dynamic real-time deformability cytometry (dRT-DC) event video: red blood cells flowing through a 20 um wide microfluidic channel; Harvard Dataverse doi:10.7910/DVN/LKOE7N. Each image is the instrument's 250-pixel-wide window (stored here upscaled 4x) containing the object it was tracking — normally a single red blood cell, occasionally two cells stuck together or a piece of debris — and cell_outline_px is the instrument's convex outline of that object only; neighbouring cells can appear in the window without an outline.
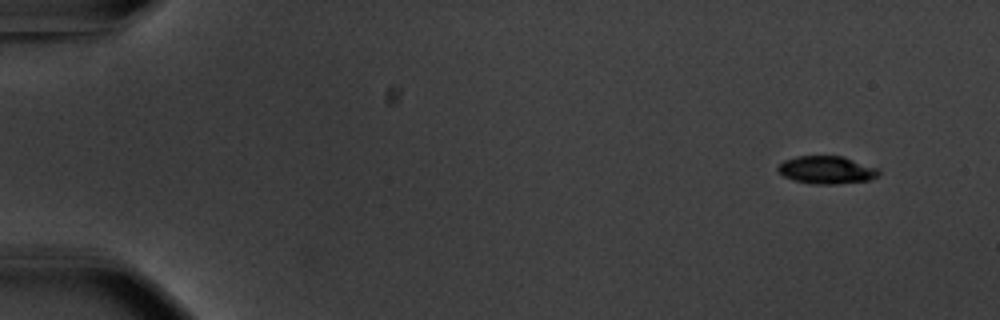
{"species": "common noctule bat (a hibernating species)", "species_latin": "Nyctalus noctula", "temperature_condition": "warm", "stored_images_in_passage": 52, "camera_frame_rate_fps": 3000, "um_per_image_px": 0.085, "animal": {"sex": "male", "body_mass_g": 20.1, "forearm_length_mm": 53.5}, "frame": {"image": 1, "passage_image": 1, "time_ms": 0.0, "image_size_px": [1000, 320], "cell_outline_px": [[880, 176], [868, 180], [836, 184], [816, 184], [796, 180], [784, 176], [776, 168], [784, 160], [796, 156], [840, 156], [880, 168]], "centroid_in_image_um": [70.3, 14.44], "position_along_channel_um": 14.7, "area_um2": 16.18}}
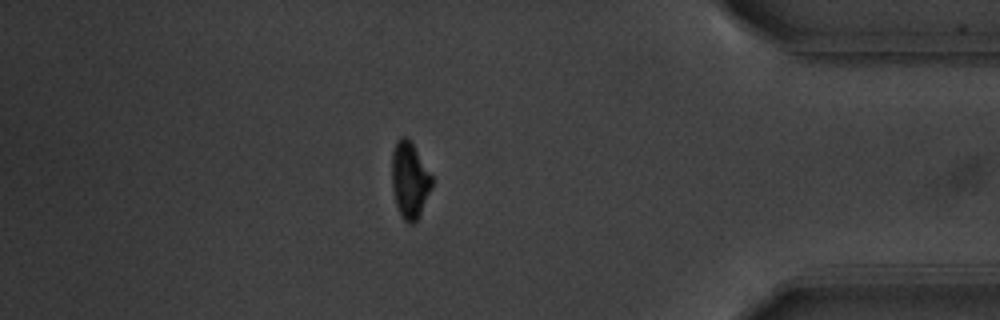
{"frame": {"image": 2, "passage_image": 45, "time_ms": 14.667, "image_size_px": [1000, 320], "cell_outline_px": [[432, 188], [416, 220], [412, 224], [408, 224], [404, 220], [396, 204], [392, 188], [392, 152], [396, 140], [400, 136], [408, 136], [432, 176]], "centroid_in_image_um": [34.81, 15.26], "position_along_channel_um": 400.4, "area_um2": 17.69}}
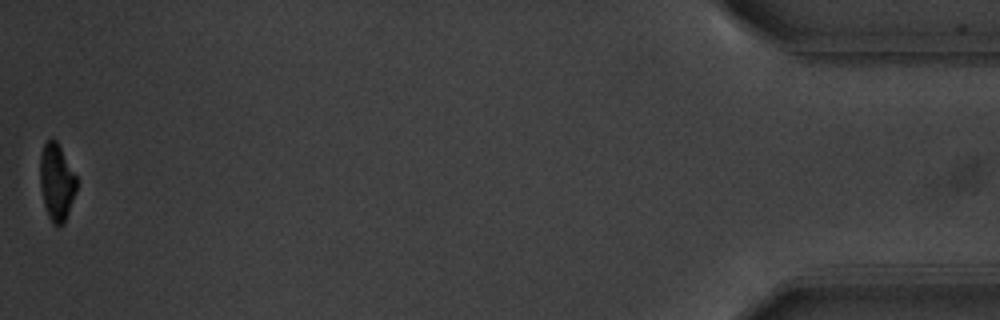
{"frame": {"image": 3, "passage_image": 52, "time_ms": 17.0, "image_size_px": [1000, 320], "cell_outline_px": [[76, 192], [64, 224], [52, 224], [48, 216], [44, 204], [40, 184], [40, 156], [44, 144], [52, 136], [56, 140], [76, 176]], "centroid_in_image_um": [4.8, 15.48], "position_along_channel_um": 430.4, "area_um2": 16.24}, "authors_computed_cell_mechanics": {"area_um2": 17.8024, "velocity_mm_per_s": 3.7177, "shape_relaxation_time_tau1_ms": 1.9507, "shape_relaxation_time_tau2_ms": 7.5082, "deformation_change_tau1": 0.1395, "deformation_change_tau2": 0.0885}}